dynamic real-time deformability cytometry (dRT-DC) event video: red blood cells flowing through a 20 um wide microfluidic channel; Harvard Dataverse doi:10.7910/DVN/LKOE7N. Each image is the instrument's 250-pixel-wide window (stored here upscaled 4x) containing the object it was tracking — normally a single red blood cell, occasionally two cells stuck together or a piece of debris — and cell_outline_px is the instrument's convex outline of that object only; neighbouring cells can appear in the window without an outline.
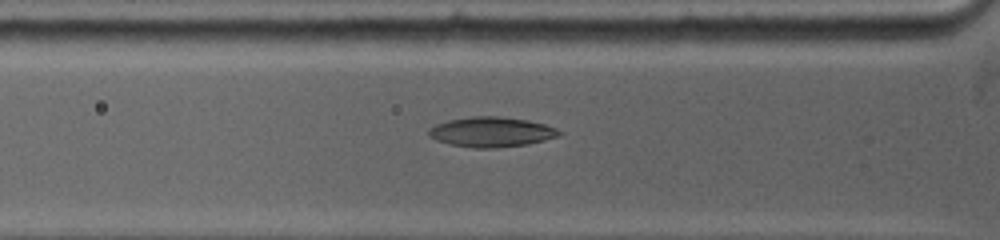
{"species": "common noctule bat (a hibernating species)", "species_latin": "Nyctalus noctula", "temperature_condition": "warm", "stored_images_in_passage": 7, "camera_frame_rate_fps": 5000, "um_per_image_px": 0.085, "animal": {"sex": "female", "body_mass_g": 19.0, "forearm_length_mm": 53.3}, "frame": {"image": 1, "passage_image": 6, "time_ms": 2.4, "image_size_px": [1000, 240], "cell_outline_px": [[564, 132], [560, 136], [528, 144], [496, 148], [472, 148], [448, 144], [436, 140], [428, 136], [428, 128], [436, 124], [448, 120], [472, 116], [496, 116], [528, 120], [544, 124], [556, 128]], "centroid_in_image_um": [41.76, 11.22], "position_along_channel_um": 84.0, "area_um2": 23.0}}